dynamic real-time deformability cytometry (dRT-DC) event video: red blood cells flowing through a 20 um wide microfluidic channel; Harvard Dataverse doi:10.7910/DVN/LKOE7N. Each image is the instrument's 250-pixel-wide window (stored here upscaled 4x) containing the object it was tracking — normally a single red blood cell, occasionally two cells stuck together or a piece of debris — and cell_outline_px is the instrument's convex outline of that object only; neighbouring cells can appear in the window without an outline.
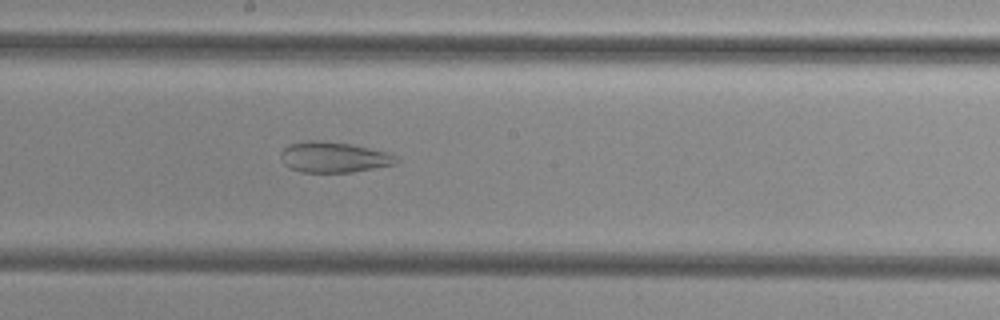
{"species": "common noctule bat (a hibernating species)", "species_latin": "Nyctalus noctula", "temperature_condition": "cold", "stored_images_in_passage": 52, "camera_frame_rate_fps": 3000, "um_per_image_px": 0.085, "animal": {"sex": "female", "body_mass_g": 29.2, "forearm_length_mm": 56.3}, "frame": {"image": 1, "passage_image": 29, "time_ms": 9.333, "image_size_px": [1000, 320], "cell_outline_px": [[400, 160], [396, 164], [352, 172], [300, 172], [288, 168], [284, 164], [280, 156], [280, 152], [288, 144], [308, 140], [316, 140], [352, 144], [388, 152], [396, 156]], "centroid_in_image_um": [28.36, 13.36], "position_along_channel_um": 219.8, "area_um2": 20.81}}
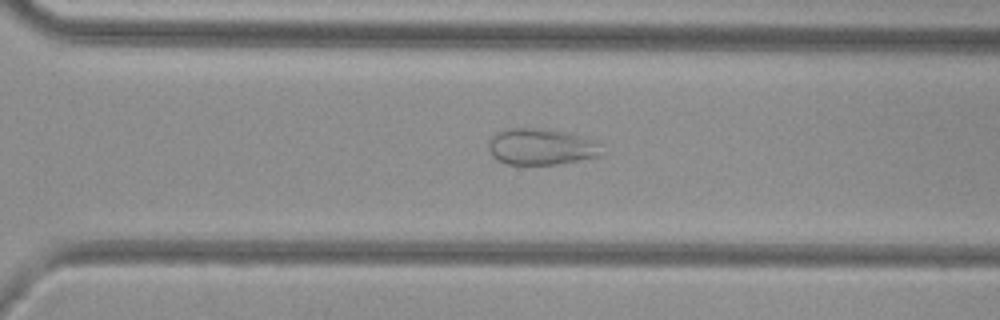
{"frame": {"image": 2, "passage_image": 37, "time_ms": 12.0, "image_size_px": [1000, 320], "cell_outline_px": [[600, 156], [556, 164], [508, 164], [496, 160], [492, 156], [488, 148], [488, 140], [496, 132], [508, 128], [548, 128], [580, 136], [592, 140], [600, 144]], "centroid_in_image_um": [45.93, 12.46], "position_along_channel_um": 324.7, "area_um2": 23.93}}
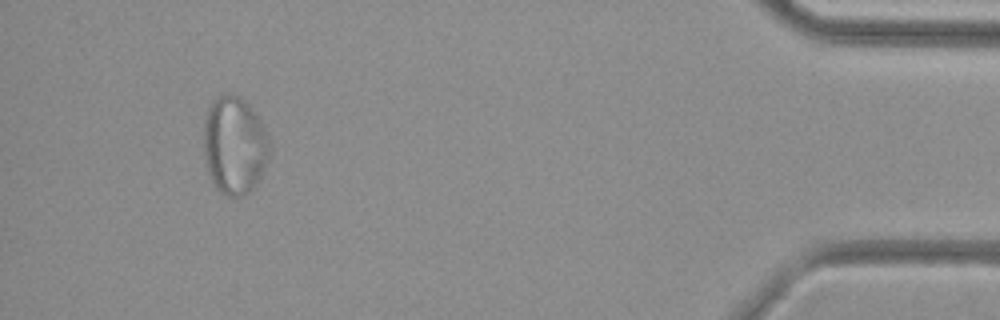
{"frame": {"image": 3, "passage_image": 49, "time_ms": 16.0, "image_size_px": [1000, 320], "cell_outline_px": [[268, 152], [264, 168], [260, 180], [244, 196], [228, 196], [220, 192], [216, 188], [208, 172], [204, 156], [204, 120], [208, 108], [220, 96], [240, 96], [256, 112], [268, 140]], "centroid_in_image_um": [19.91, 12.39], "position_along_channel_um": 415.3, "area_um2": 36.93}}